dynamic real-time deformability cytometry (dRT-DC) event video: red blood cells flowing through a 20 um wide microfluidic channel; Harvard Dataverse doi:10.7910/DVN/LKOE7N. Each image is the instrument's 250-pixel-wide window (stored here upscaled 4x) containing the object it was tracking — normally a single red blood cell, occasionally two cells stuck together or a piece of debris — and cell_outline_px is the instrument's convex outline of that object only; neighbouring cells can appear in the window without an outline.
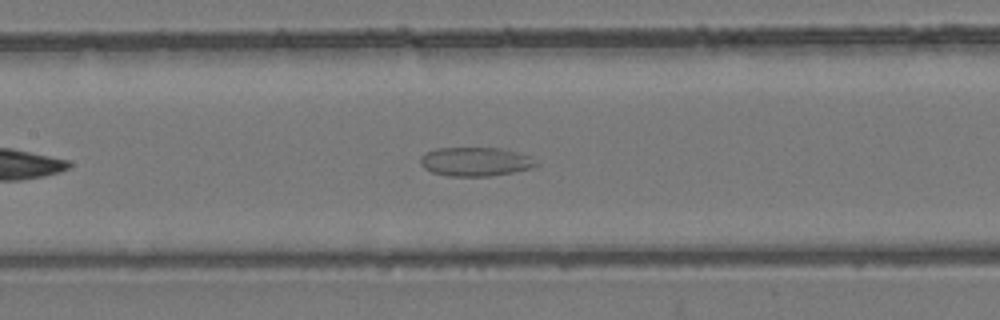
{"species": "common noctule bat (a hibernating species)", "species_latin": "Nyctalus noctula", "temperature_condition": "room temperature", "stored_images_in_passage": 43, "camera_frame_rate_fps": 3000, "um_per_image_px": 0.085, "animal": {"sex": "female", "body_mass_g": 24.6, "forearm_length_mm": 56.2}, "frame": {"image": 1, "passage_image": 13, "time_ms": 4.0, "image_size_px": [1000, 320], "cell_outline_px": [[540, 164], [532, 168], [492, 176], [448, 176], [432, 172], [424, 168], [420, 164], [420, 156], [436, 148], [500, 148], [532, 156]], "centroid_in_image_um": [40.43, 13.74], "position_along_channel_um": 167.0, "area_um2": 19.59}}
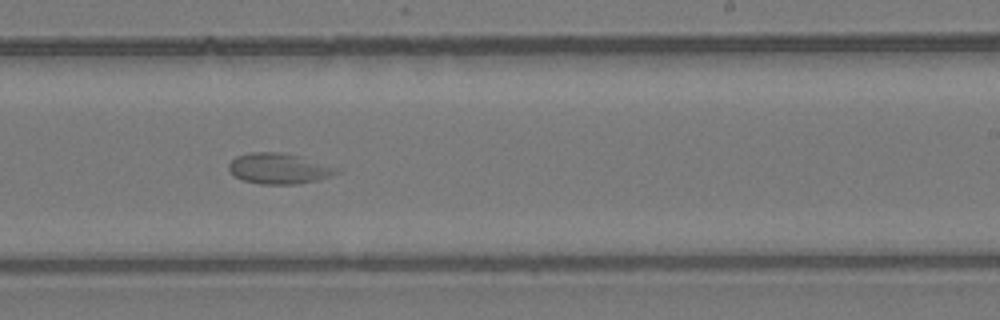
{"frame": {"image": 2, "passage_image": 21, "time_ms": 6.667, "image_size_px": [1000, 320], "cell_outline_px": [[340, 172], [320, 180], [296, 184], [260, 184], [244, 180], [236, 176], [228, 168], [228, 164], [236, 156], [252, 152], [280, 152], [296, 156]], "centroid_in_image_um": [23.58, 14.34], "position_along_channel_um": 265.4, "area_um2": 18.38}}
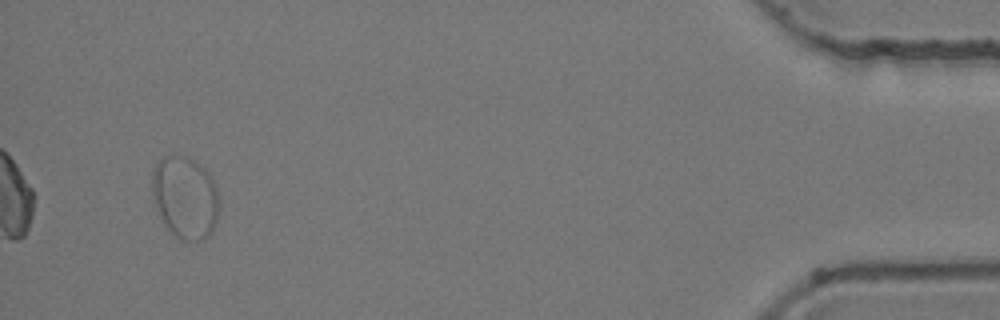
{"frame": {"image": 3, "passage_image": 40, "time_ms": 13.0, "image_size_px": [1000, 320], "cell_outline_px": [[220, 204], [216, 220], [212, 232], [208, 236], [200, 240], [180, 240], [164, 224], [156, 208], [152, 196], [152, 172], [156, 164], [164, 156], [188, 156], [196, 160], [208, 172], [216, 188], [220, 200]], "centroid_in_image_um": [15.74, 16.77], "position_along_channel_um": 419.5, "area_um2": 32.31}, "authors_computed_cell_mechanics": {"area_um2": 20.3456, "velocity_mm_per_s": 3.7035, "shape_relaxation_time_tau1_ms": null, "shape_relaxation_time_tau2_ms": 1.193, "deformation_change_tau1": null, "deformation_change_tau2": 0.0375}}